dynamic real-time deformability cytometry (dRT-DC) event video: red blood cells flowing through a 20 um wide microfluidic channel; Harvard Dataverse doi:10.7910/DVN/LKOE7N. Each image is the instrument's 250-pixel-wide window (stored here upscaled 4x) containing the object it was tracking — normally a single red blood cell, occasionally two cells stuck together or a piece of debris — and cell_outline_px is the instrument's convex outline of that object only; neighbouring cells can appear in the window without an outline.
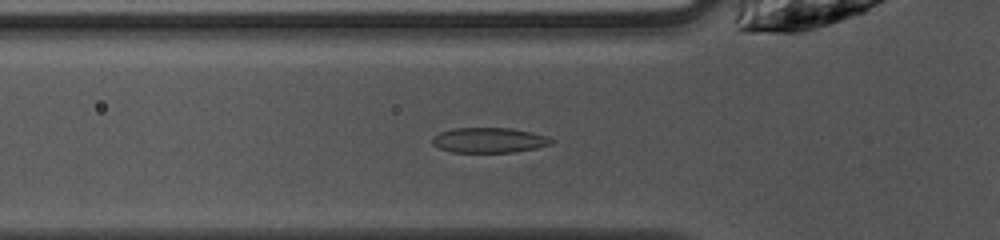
{"species": "common noctule bat (a hibernating species)", "species_latin": "Nyctalus noctula", "temperature_condition": "warm", "stored_images_in_passage": 38, "camera_frame_rate_fps": 3000, "um_per_image_px": 0.085, "animal": {"sex": "female", "body_mass_g": 10.0, "forearm_length_mm": 53.1}, "frame": {"image": 1, "passage_image": 5, "time_ms": 1.333, "image_size_px": [1000, 240], "cell_outline_px": [[556, 140], [552, 144], [536, 148], [516, 152], [452, 152], [440, 148], [432, 144], [432, 136], [440, 132], [452, 128], [512, 128], [532, 132], [548, 136]], "centroid_in_image_um": [41.6, 11.91], "position_along_channel_um": 84.2, "area_um2": 17.63}}
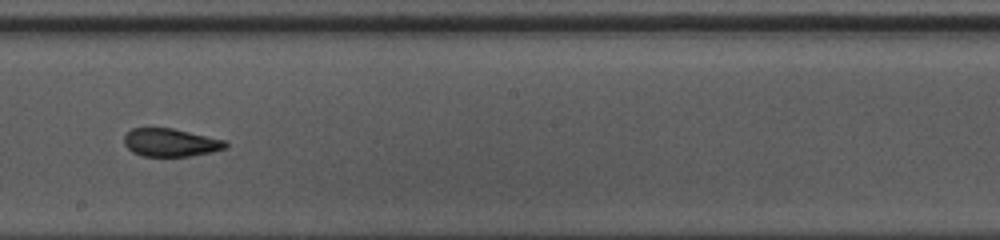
{"frame": {"image": 2, "passage_image": 16, "time_ms": 5.0, "image_size_px": [1000, 240], "cell_outline_px": [[228, 148], [212, 152], [188, 156], [144, 156], [132, 152], [124, 144], [124, 136], [132, 128], [172, 128], [224, 140], [228, 144]], "centroid_in_image_um": [14.5, 12.12], "position_along_channel_um": 233.7, "area_um2": 16.47}}
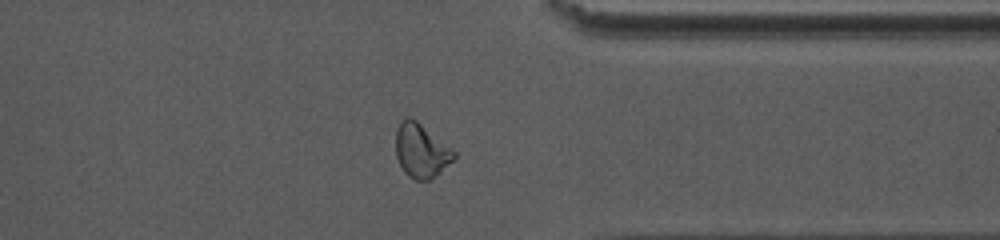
{"frame": {"image": 3, "passage_image": 27, "time_ms": 8.667, "image_size_px": [1000, 240], "cell_outline_px": [[456, 156], [452, 160], [428, 180], [416, 180], [408, 176], [404, 172], [396, 156], [396, 128], [400, 120], [408, 116], [416, 120], [456, 152]], "centroid_in_image_um": [35.75, 12.77], "position_along_channel_um": 375.7, "area_um2": 17.92}, "authors_computed_cell_mechanics": {"area_um2": 17.7446, "velocity_mm_per_s": 4.0515, "shape_relaxation_time_tau1_ms": null, "shape_relaxation_time_tau2_ms": 1.1171, "deformation_change_tau1": null, "deformation_change_tau2": 0.0694}}